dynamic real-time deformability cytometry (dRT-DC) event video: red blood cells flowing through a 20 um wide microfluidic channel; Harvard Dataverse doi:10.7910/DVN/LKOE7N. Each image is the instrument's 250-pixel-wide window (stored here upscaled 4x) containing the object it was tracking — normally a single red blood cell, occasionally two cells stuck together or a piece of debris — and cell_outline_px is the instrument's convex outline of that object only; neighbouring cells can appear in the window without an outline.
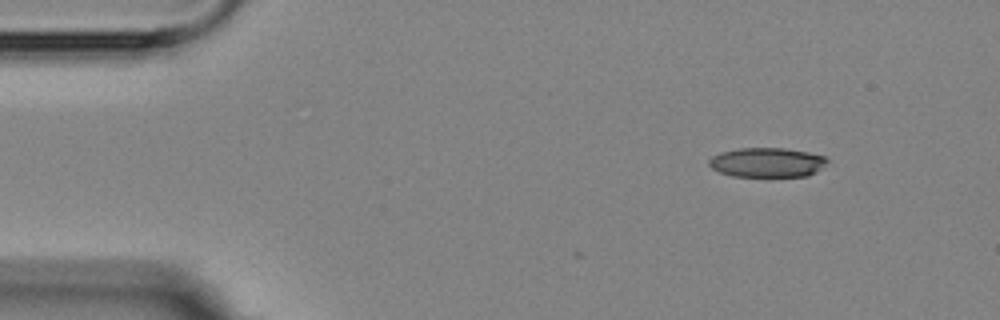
{"species": "Egyptian fruit bat (a non-hibernating species)", "species_latin": "Rousettus aegyptiacus", "temperature_condition": "room temperature", "stored_images_in_passage": 6, "camera_frame_rate_fps": 3000, "um_per_image_px": 0.085, "animal": {"sex": "female"}, "frame": {"image": 1, "passage_image": 1, "time_ms": 0.0, "image_size_px": [1000, 320], "cell_outline_px": [[828, 160], [816, 172], [808, 176], [732, 176], [720, 172], [712, 168], [708, 164], [708, 160], [712, 156], [720, 152], [740, 148], [784, 148], [808, 152], [824, 156]], "centroid_in_image_um": [65.17, 13.8], "position_along_channel_um": 19.8, "area_um2": 20.23}}
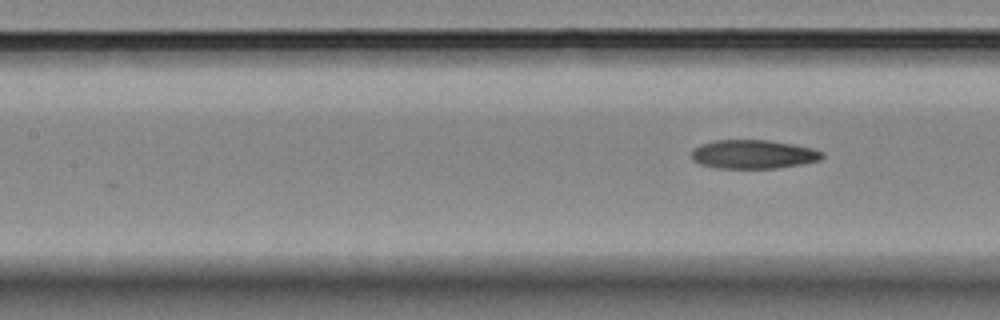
{"frame": {"image": 2, "passage_image": 6, "time_ms": 5.667, "image_size_px": [1000, 320], "cell_outline_px": [[824, 156], [820, 160], [800, 164], [776, 168], [716, 168], [700, 164], [692, 160], [692, 152], [700, 144], [716, 140], [768, 140], [792, 144], [812, 148], [824, 152]], "centroid_in_image_um": [64.03, 13.11], "position_along_channel_um": 143.4, "area_um2": 21.85}}